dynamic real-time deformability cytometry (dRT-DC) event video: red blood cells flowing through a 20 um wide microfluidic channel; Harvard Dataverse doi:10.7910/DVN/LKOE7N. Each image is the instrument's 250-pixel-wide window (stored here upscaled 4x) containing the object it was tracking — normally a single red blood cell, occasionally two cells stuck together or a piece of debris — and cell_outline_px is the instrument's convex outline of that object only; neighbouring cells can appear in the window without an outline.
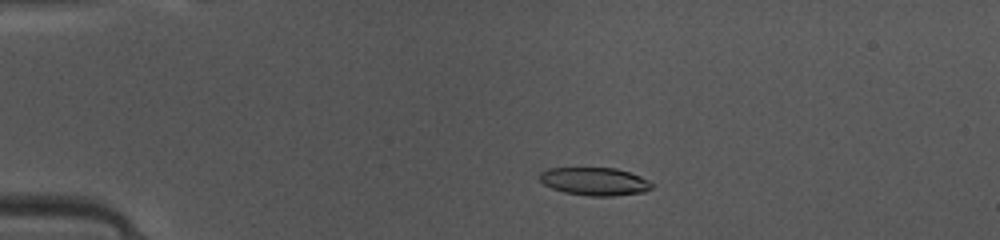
{"species": "common noctule bat (a hibernating species)", "species_latin": "Nyctalus noctula", "temperature_condition": "warm", "stored_images_in_passage": 49, "camera_frame_rate_fps": 3000, "um_per_image_px": 0.085, "animal": {"sex": "female", "body_mass_g": 10.0, "forearm_length_mm": 53.1}, "frame": {"image": 1, "passage_image": 11, "time_ms": 3.333, "image_size_px": [1000, 240], "cell_outline_px": [[656, 184], [652, 188], [644, 192], [612, 196], [588, 196], [564, 192], [552, 188], [544, 184], [536, 176], [540, 172], [548, 168], [616, 168], [640, 176]], "centroid_in_image_um": [50.54, 15.42], "position_along_channel_um": 34.5, "area_um2": 18.44}}
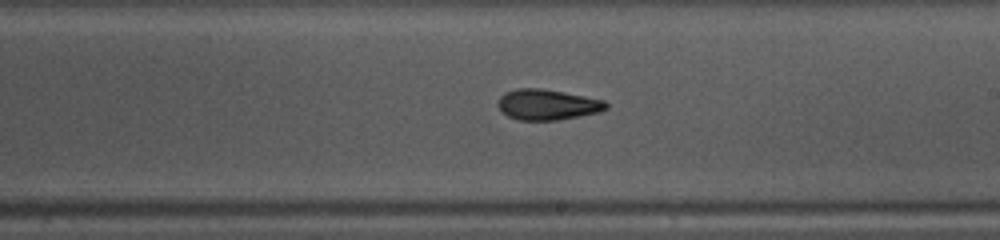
{"frame": {"image": 2, "passage_image": 29, "time_ms": 9.333, "image_size_px": [1000, 240], "cell_outline_px": [[608, 108], [600, 112], [580, 116], [556, 120], [520, 120], [508, 116], [500, 108], [500, 96], [504, 92], [516, 88], [540, 88], [564, 92], [604, 100], [608, 104]], "centroid_in_image_um": [46.56, 8.88], "position_along_channel_um": 242.4, "area_um2": 19.13}}
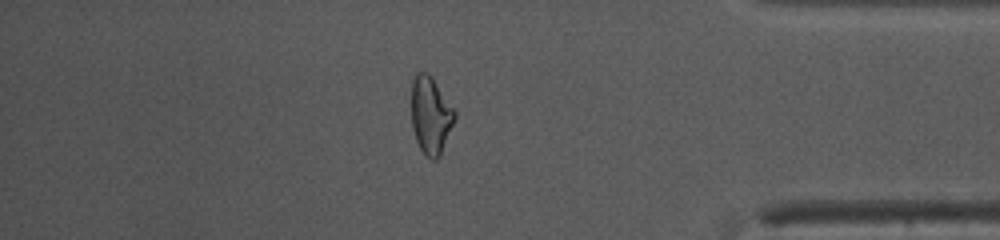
{"frame": {"image": 3, "passage_image": 42, "time_ms": 13.667, "image_size_px": [1000, 240], "cell_outline_px": [[456, 116], [440, 156], [436, 160], [432, 160], [420, 148], [416, 140], [412, 128], [412, 80], [416, 72], [428, 72], [432, 76], [456, 112]], "centroid_in_image_um": [36.6, 9.77], "position_along_channel_um": 398.6, "area_um2": 19.42}, "authors_computed_cell_mechanics": {"area_um2": 19.074, "velocity_mm_per_s": 4.1726, "shape_relaxation_time_tau1_ms": 5.7166, "shape_relaxation_time_tau2_ms": 2.6671, "deformation_change_tau1": 0.2015, "deformation_change_tau2": 0.1084}}